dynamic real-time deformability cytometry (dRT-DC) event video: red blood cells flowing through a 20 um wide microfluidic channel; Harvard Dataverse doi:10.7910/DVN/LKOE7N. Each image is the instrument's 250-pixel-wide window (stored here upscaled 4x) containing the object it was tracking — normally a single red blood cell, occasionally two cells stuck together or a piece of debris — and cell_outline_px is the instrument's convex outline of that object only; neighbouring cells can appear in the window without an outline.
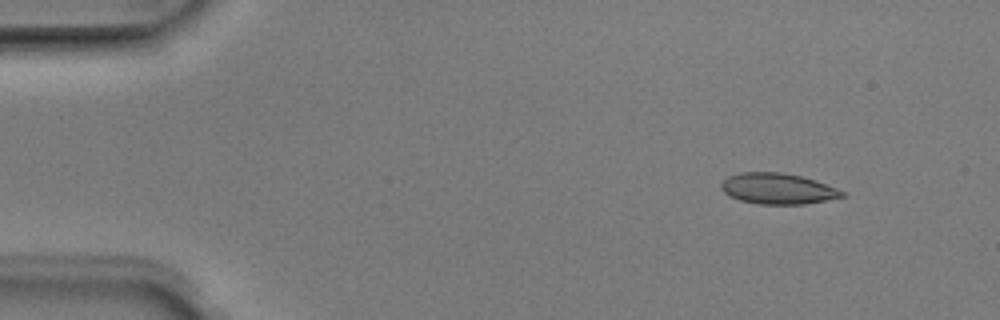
{"species": "Egyptian fruit bat (a non-hibernating species)", "species_latin": "Rousettus aegyptiacus", "temperature_condition": "room temperature", "stored_images_in_passage": 6, "camera_frame_rate_fps": 3000, "um_per_image_px": 0.085, "animal": {"sex": "male"}, "frame": {"image": 1, "passage_image": 2, "time_ms": 0.333, "image_size_px": [1000, 320], "cell_outline_px": [[844, 196], [804, 204], [756, 204], [740, 200], [724, 192], [720, 188], [720, 184], [728, 176], [740, 172], [780, 172], [800, 176], [816, 180], [836, 188], [844, 192]], "centroid_in_image_um": [66.07, 16.03], "position_along_channel_um": 18.9, "area_um2": 21.56}}
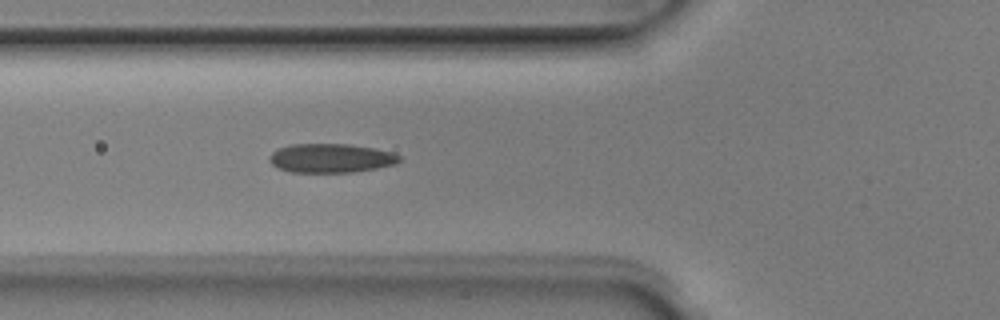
{"frame": {"image": 2, "passage_image": 6, "time_ms": 1.667, "image_size_px": [1000, 320], "cell_outline_px": [[400, 160], [396, 164], [376, 168], [352, 172], [288, 172], [276, 168], [268, 160], [268, 156], [276, 148], [292, 144], [348, 144], [376, 148], [392, 152], [400, 156]], "centroid_in_image_um": [28.08, 13.44], "position_along_channel_um": 97.7, "area_um2": 22.2}}